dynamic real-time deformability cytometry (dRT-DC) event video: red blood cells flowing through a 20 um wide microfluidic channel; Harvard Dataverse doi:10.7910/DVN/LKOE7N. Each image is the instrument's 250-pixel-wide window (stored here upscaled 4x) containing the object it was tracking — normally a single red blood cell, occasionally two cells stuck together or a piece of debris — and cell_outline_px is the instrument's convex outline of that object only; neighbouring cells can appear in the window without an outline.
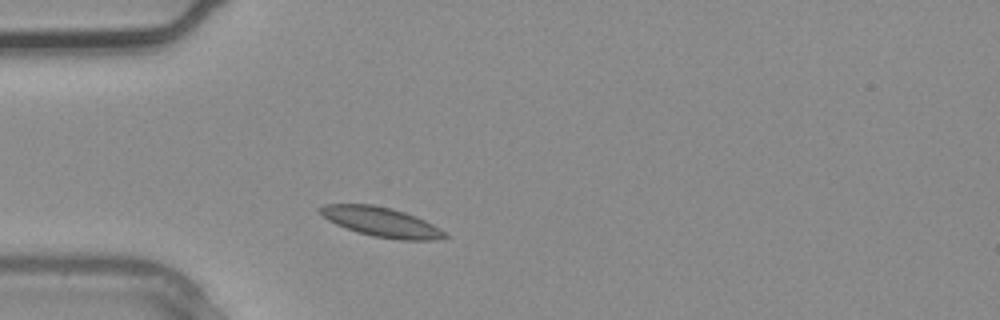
{"species": "common noctule bat (a hibernating species)", "species_latin": "Nyctalus noctula", "temperature_condition": "warm", "stored_images_in_passage": 1, "camera_frame_rate_fps": 3000, "um_per_image_px": 0.085, "animal": {"sex": "male", "body_mass_g": 20.4}, "frame": {"image": 1, "passage_image": 1, "time_ms": 0.0, "image_size_px": [1000, 320], "cell_outline_px": [[448, 236], [440, 240], [400, 240], [372, 236], [336, 224], [328, 220], [316, 208], [324, 204], [372, 204], [392, 208], [416, 216], [440, 228]], "centroid_in_image_um": [32.42, 18.86], "position_along_channel_um": 52.6, "area_um2": 21.39}}